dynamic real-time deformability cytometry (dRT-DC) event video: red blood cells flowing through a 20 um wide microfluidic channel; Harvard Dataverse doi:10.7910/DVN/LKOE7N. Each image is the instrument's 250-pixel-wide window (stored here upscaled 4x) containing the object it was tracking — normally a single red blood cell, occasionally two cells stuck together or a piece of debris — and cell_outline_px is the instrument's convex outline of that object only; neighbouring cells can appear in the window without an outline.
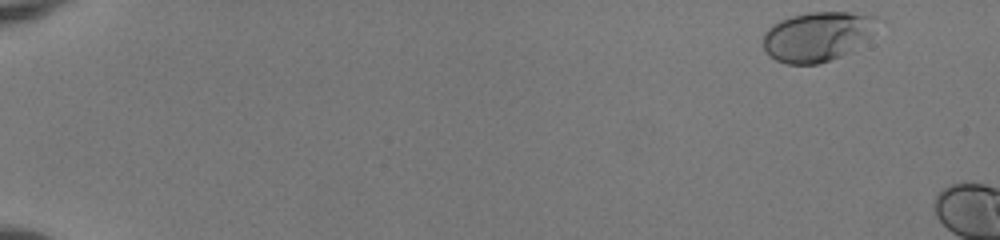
{"species": "human", "species_latin": "Homo sapiens", "temperature_condition": "room temperature", "stored_images_in_passage": 8, "camera_frame_rate_fps": 3000, "um_per_image_px": 0.085, "donor": {"sex": "female"}, "frame": {"image": 1, "passage_image": 1, "time_ms": 0.0, "image_size_px": [1000, 240], "cell_outline_px": [[880, 20], [868, 36], [852, 52], [816, 64], [788, 64], [776, 60], [768, 56], [764, 48], [764, 32], [772, 24], [780, 20], [792, 16], [808, 12], [848, 12], [876, 16]], "centroid_in_image_um": [69.45, 3.09], "position_along_channel_um": 15.6, "area_um2": 32.89}}